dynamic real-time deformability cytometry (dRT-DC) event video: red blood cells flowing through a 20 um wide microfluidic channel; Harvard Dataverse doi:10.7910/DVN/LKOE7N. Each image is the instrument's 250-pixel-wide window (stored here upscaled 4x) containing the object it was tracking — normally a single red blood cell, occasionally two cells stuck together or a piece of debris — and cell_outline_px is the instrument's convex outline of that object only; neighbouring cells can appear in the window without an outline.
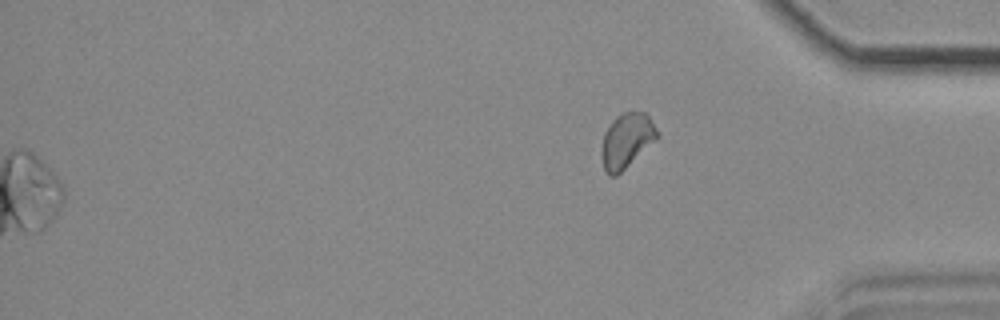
{"species": "common noctule bat (a hibernating species)", "species_latin": "Nyctalus noctula", "temperature_condition": "cold", "stored_images_in_passage": 42, "camera_frame_rate_fps": 3000, "um_per_image_px": 0.085, "animal": {"sex": "female", "body_mass_g": 18.4}, "frame": {"image": 1, "passage_image": 42, "time_ms": 13.667, "image_size_px": [1000, 320], "cell_outline_px": [[660, 136], [616, 176], [608, 176], [604, 168], [600, 156], [604, 132], [612, 120], [616, 116], [624, 112], [644, 112], [648, 116], [656, 128]], "centroid_in_image_um": [53.24, 11.95], "position_along_channel_um": 382.0, "area_um2": 17.63}}